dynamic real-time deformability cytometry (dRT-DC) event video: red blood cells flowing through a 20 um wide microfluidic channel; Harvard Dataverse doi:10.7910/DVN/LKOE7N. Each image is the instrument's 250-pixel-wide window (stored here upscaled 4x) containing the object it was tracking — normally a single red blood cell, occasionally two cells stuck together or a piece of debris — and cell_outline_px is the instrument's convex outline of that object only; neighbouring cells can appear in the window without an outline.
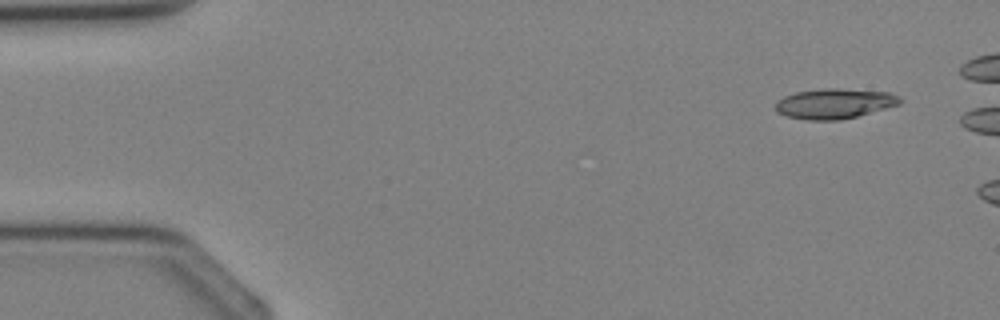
{"species": "Egyptian fruit bat (a non-hibernating species)", "species_latin": "Rousettus aegyptiacus", "temperature_condition": "cold", "stored_images_in_passage": 2, "camera_frame_rate_fps": 3000, "um_per_image_px": 0.085, "animal": {"sex": "female"}, "frame": {"image": 1, "passage_image": 2, "time_ms": 1.333, "image_size_px": [1000, 320], "cell_outline_px": [[904, 100], [900, 104], [856, 116], [840, 120], [808, 120], [784, 116], [776, 112], [776, 100], [784, 96], [796, 92], [824, 88], [840, 88], [892, 92], [900, 96]], "centroid_in_image_um": [70.94, 8.79], "position_along_channel_um": 14.1, "area_um2": 22.08}}